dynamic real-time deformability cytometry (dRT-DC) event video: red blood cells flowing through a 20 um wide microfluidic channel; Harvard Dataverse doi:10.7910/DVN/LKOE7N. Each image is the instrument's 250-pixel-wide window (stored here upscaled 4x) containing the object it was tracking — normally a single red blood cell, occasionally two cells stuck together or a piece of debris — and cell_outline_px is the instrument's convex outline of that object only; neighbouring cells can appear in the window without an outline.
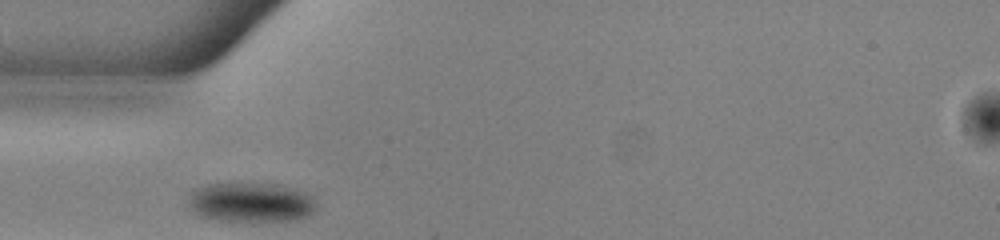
{"species": "common noctule bat (a hibernating species)", "species_latin": "Nyctalus noctula", "temperature_condition": "warm", "stored_images_in_passage": 28, "camera_frame_rate_fps": 3000, "um_per_image_px": 0.085, "animal": {"sex": "male", "body_mass_g": 13.0, "forearm_length_mm": 53.1}, "frame": {"image": 1, "passage_image": 1, "time_ms": 0.0, "image_size_px": [1000, 240], "cell_outline_px": [[316, 208], [308, 216], [296, 220], [260, 224], [216, 220], [200, 216], [188, 204], [188, 200], [192, 192], [196, 188], [208, 184], [276, 184], [312, 196], [316, 204]], "centroid_in_image_um": [21.33, 17.27], "position_along_channel_um": 63.7, "area_um2": 30.0}}
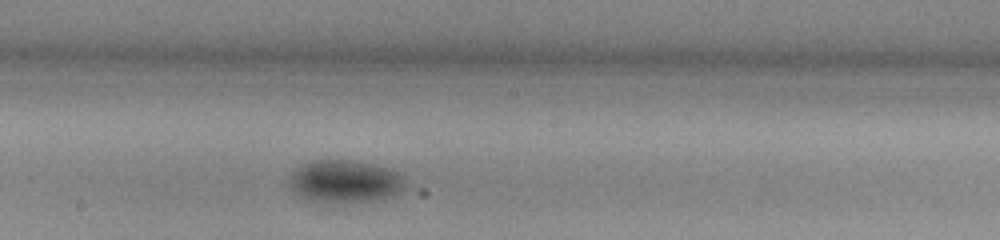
{"frame": {"image": 2, "passage_image": 13, "time_ms": 4.0, "image_size_px": [1000, 240], "cell_outline_px": [[408, 184], [400, 192], [392, 196], [380, 200], [332, 204], [308, 200], [300, 196], [288, 184], [288, 176], [292, 172], [304, 164], [316, 160], [344, 160], [372, 164], [392, 168], [404, 176], [408, 180]], "centroid_in_image_um": [29.37, 15.45], "position_along_channel_um": 218.8, "area_um2": 29.42}}
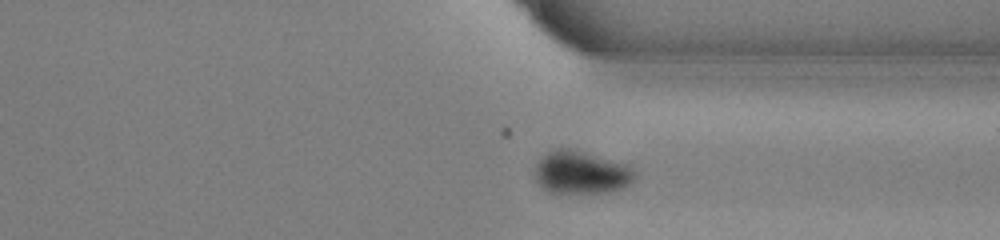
{"frame": {"image": 3, "passage_image": 24, "time_ms": 7.667, "image_size_px": [1000, 240], "cell_outline_px": [[636, 180], [632, 184], [624, 188], [608, 192], [568, 196], [548, 192], [536, 180], [536, 164], [548, 152], [556, 148], [572, 148], [624, 164], [632, 168], [636, 172]], "centroid_in_image_um": [49.43, 14.72], "position_along_channel_um": 362.0, "area_um2": 25.61}, "authors_computed_cell_mechanics": {"area_um2": 28.9289, "velocity_mm_per_s": 3.9036, "shape_relaxation_time_tau1_ms": 5.3707, "shape_relaxation_time_tau2_ms": null, "deformation_change_tau1": 0.0919, "deformation_change_tau2": null}}